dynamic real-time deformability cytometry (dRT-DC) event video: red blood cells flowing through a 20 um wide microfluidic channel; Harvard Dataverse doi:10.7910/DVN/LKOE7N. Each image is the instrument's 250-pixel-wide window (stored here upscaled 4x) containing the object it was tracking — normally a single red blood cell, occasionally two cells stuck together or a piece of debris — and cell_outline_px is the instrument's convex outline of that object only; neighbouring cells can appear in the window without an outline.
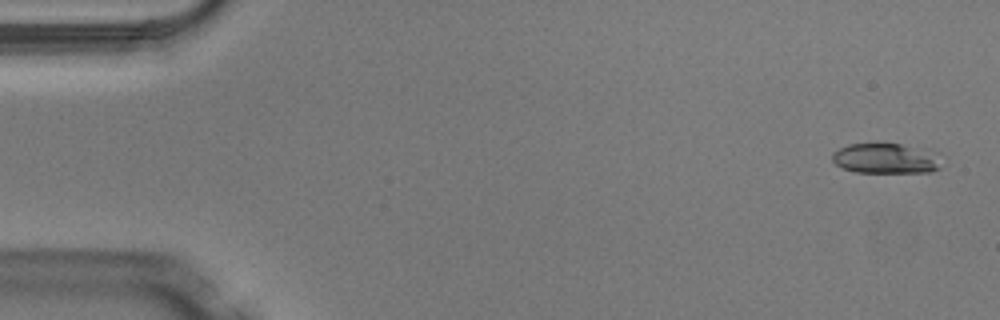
{"species": "Egyptian fruit bat (a non-hibernating species)", "species_latin": "Rousettus aegyptiacus", "temperature_condition": "warm", "stored_images_in_passage": 4, "camera_frame_rate_fps": 3000, "um_per_image_px": 0.085, "animal": {"sex": "male"}, "frame": {"image": 1, "passage_image": 1, "time_ms": 0.0, "image_size_px": [1000, 320], "cell_outline_px": [[940, 168], [932, 172], [856, 172], [844, 168], [836, 164], [832, 160], [832, 152], [848, 144], [900, 144], [936, 152]], "centroid_in_image_um": [75.27, 13.47], "position_along_channel_um": 9.7, "area_um2": 18.96}}
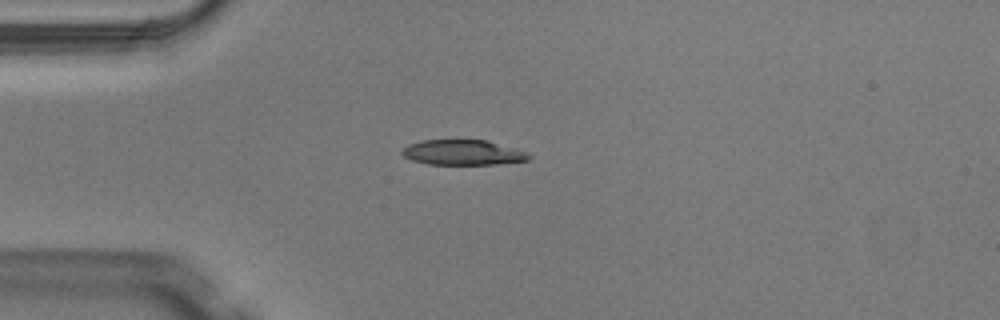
{"frame": {"image": 2, "passage_image": 4, "time_ms": 1.0, "image_size_px": [1000, 320], "cell_outline_px": [[532, 156], [528, 160], [496, 164], [428, 164], [412, 160], [404, 156], [400, 152], [408, 144], [420, 140], [488, 140], [516, 148]], "centroid_in_image_um": [39.33, 12.95], "position_along_channel_um": 45.7, "area_um2": 18.55}}